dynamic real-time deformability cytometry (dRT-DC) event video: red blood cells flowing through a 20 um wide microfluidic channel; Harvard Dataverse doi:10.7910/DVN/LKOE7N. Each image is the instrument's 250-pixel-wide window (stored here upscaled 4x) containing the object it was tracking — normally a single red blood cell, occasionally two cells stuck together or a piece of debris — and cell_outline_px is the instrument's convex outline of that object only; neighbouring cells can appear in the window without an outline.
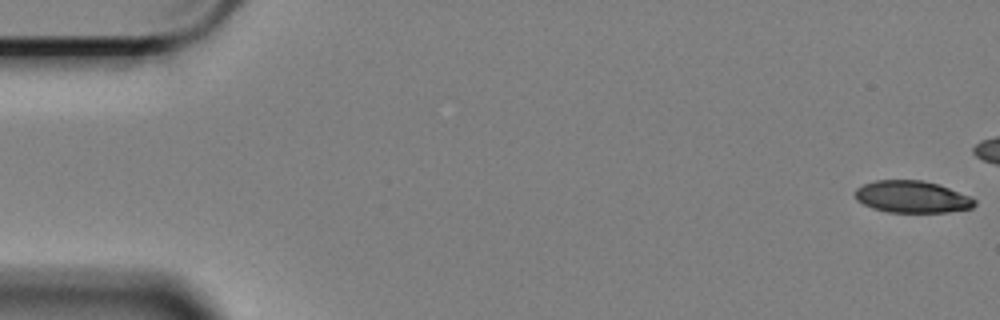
{"species": "Egyptian fruit bat (a non-hibernating species)", "species_latin": "Rousettus aegyptiacus", "temperature_condition": "cold", "stored_images_in_passage": 47, "camera_frame_rate_fps": 3000, "um_per_image_px": 0.085, "animal": {"sex": "female"}, "frame": {"image": 1, "passage_image": 1, "time_ms": 0.0, "image_size_px": [1000, 320], "cell_outline_px": [[972, 204], [964, 208], [928, 212], [908, 212], [880, 208], [864, 200], [860, 196], [860, 192], [872, 184], [896, 180], [904, 180], [932, 184], [944, 188], [972, 200]], "centroid_in_image_um": [77.61, 16.74], "position_along_channel_um": 7.4, "area_um2": 18.5}}
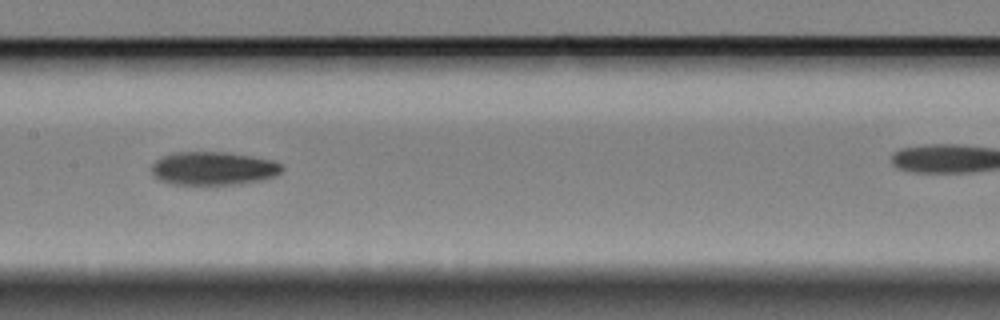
{"frame": {"image": 2, "passage_image": 29, "time_ms": 9.333, "image_size_px": [1000, 320], "cell_outline_px": [[276, 168], [268, 172], [248, 176], [196, 176], [164, 172], [160, 168], [160, 164], [180, 160], [204, 156], [216, 156], [272, 164]], "centroid_in_image_um": [18.38, 14.19], "position_along_channel_um": 189.0, "area_um2": 12.37}}
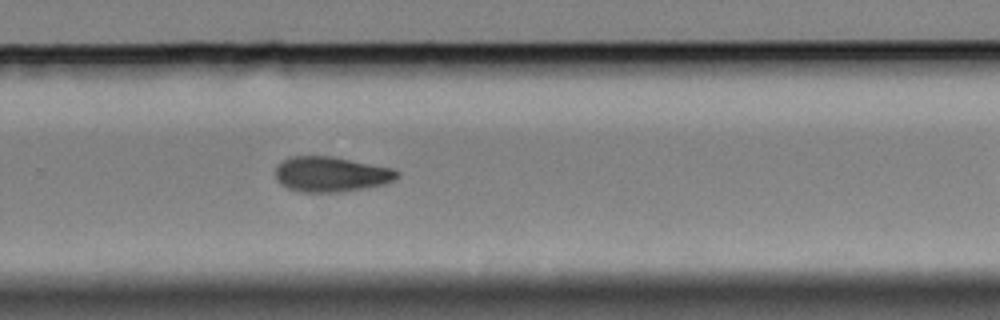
{"frame": {"image": 3, "passage_image": 39, "time_ms": 12.667, "image_size_px": [1000, 320], "cell_outline_px": [[392, 176], [380, 180], [356, 184], [300, 184], [284, 176], [284, 168], [292, 164], [308, 160], [332, 160], [392, 172]], "centroid_in_image_um": [28.27, 14.7], "position_along_channel_um": 301.5, "area_um2": 14.22}}